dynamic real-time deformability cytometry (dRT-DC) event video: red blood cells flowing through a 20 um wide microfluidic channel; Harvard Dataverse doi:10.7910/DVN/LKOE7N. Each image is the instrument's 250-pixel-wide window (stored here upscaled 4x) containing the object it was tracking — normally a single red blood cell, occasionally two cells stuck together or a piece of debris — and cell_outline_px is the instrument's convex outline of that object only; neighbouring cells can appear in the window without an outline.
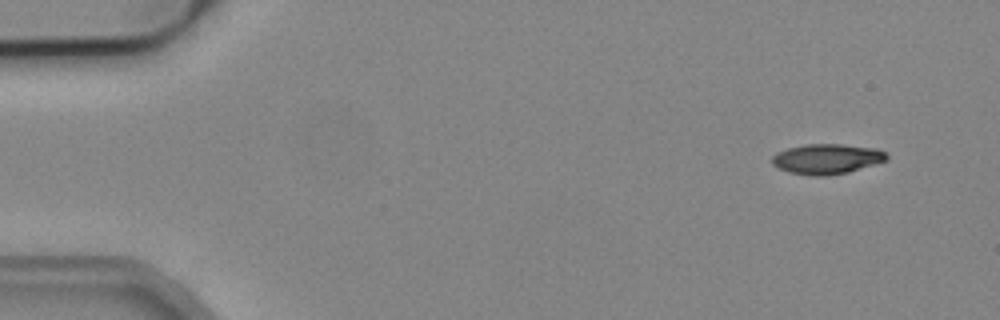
{"species": "common noctule bat (a hibernating species)", "species_latin": "Nyctalus noctula", "temperature_condition": "cold", "stored_images_in_passage": 4, "camera_frame_rate_fps": 3000, "um_per_image_px": 0.085, "animal": {"sex": "male", "body_mass_g": 19.2, "forearm_length_mm": 51.8}, "frame": {"image": 1, "passage_image": 1, "time_ms": 0.0, "image_size_px": [1000, 320], "cell_outline_px": [[888, 160], [848, 172], [824, 176], [812, 176], [788, 172], [772, 164], [772, 156], [776, 152], [788, 148], [808, 144], [840, 144], [876, 148], [884, 152], [888, 156]], "centroid_in_image_um": [70.27, 13.51], "position_along_channel_um": 14.7, "area_um2": 20.06}}
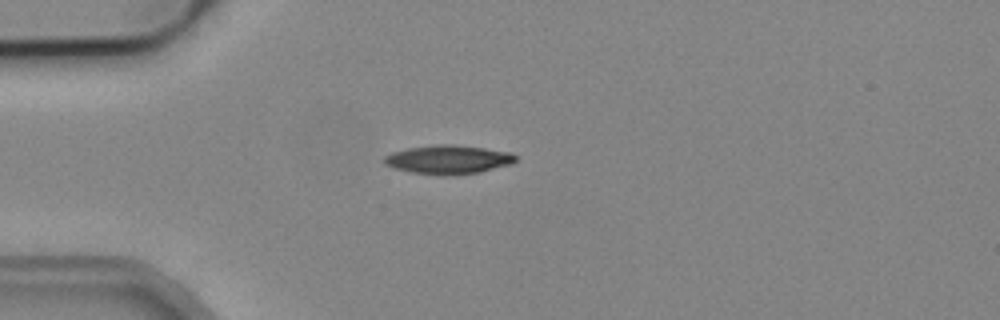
{"frame": {"image": 2, "passage_image": 4, "time_ms": 1.0, "image_size_px": [1000, 320], "cell_outline_px": [[516, 160], [512, 164], [480, 172], [444, 176], [412, 172], [396, 168], [384, 164], [384, 156], [392, 152], [408, 148], [436, 144], [452, 144], [484, 148], [512, 152], [516, 156]], "centroid_in_image_um": [38.12, 13.56], "position_along_channel_um": 46.9, "area_um2": 22.08}}